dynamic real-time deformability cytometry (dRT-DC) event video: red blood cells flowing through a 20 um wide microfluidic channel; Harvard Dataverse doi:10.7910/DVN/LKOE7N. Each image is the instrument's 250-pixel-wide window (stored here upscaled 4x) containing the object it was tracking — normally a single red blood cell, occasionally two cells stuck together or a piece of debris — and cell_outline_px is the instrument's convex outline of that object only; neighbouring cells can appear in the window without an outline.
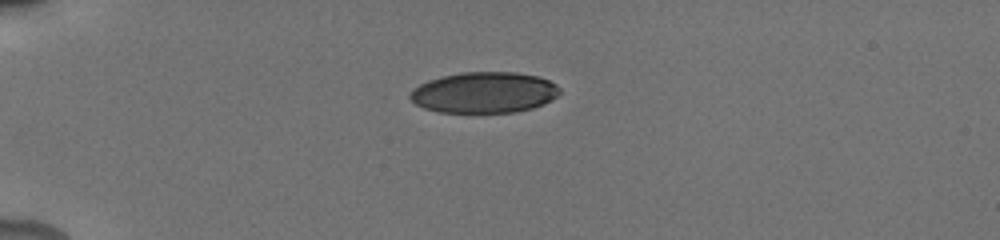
{"species": "human", "species_latin": "Homo sapiens", "temperature_condition": "cold", "stored_images_in_passage": 6, "camera_frame_rate_fps": 3000, "um_per_image_px": 0.085, "donor": {"sex": "male"}, "frame": {"image": 1, "passage_image": 1, "time_ms": 0.0, "image_size_px": [1000, 240], "cell_outline_px": [[560, 92], [552, 100], [544, 104], [532, 108], [516, 112], [440, 112], [424, 108], [416, 104], [408, 96], [420, 84], [428, 80], [460, 72], [516, 72], [536, 76], [548, 80], [556, 84], [560, 88]], "centroid_in_image_um": [41.18, 7.86], "position_along_channel_um": 43.8, "area_um2": 35.55}}